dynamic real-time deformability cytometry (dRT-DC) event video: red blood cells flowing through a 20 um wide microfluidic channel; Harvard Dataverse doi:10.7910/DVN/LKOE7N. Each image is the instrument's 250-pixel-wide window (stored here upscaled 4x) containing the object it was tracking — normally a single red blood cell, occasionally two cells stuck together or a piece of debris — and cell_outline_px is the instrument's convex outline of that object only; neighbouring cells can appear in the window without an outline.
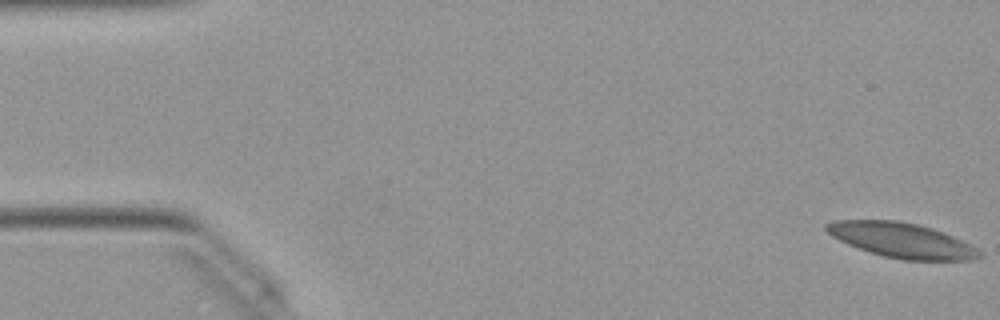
{"species": "Egyptian fruit bat (a non-hibernating species)", "species_latin": "Rousettus aegyptiacus", "temperature_condition": "warm", "stored_images_in_passage": 52, "camera_frame_rate_fps": 3000, "um_per_image_px": 0.085, "animal": {"sex": "female"}, "frame": {"image": 1, "passage_image": 1, "time_ms": 0.0, "image_size_px": [1000, 320], "cell_outline_px": [[984, 256], [968, 260], [900, 260], [884, 256], [848, 244], [832, 236], [824, 228], [824, 224], [832, 220], [896, 220], [916, 224], [952, 236], [984, 252]], "centroid_in_image_um": [76.62, 20.42], "position_along_channel_um": 8.4, "area_um2": 30.69}}
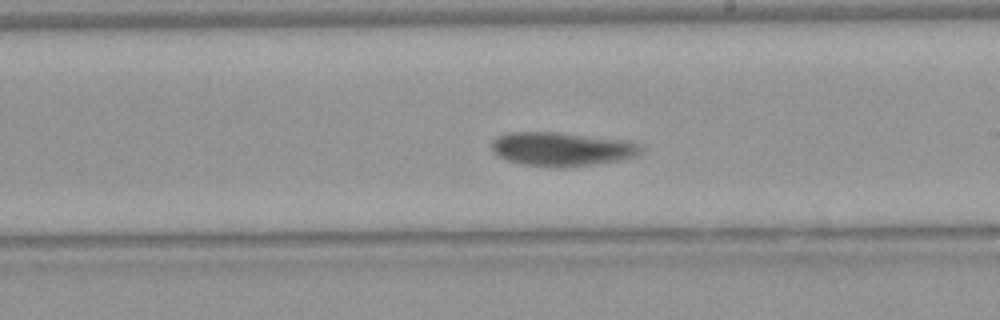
{"frame": {"image": 2, "passage_image": 30, "time_ms": 9.667, "image_size_px": [1000, 320], "cell_outline_px": [[644, 148], [636, 156], [616, 160], [592, 164], [564, 168], [552, 168], [524, 164], [508, 160], [496, 156], [492, 152], [492, 140], [496, 136], [508, 132], [560, 132], [624, 140], [640, 144]], "centroid_in_image_um": [47.7, 12.67], "position_along_channel_um": 241.3, "area_um2": 29.59}}
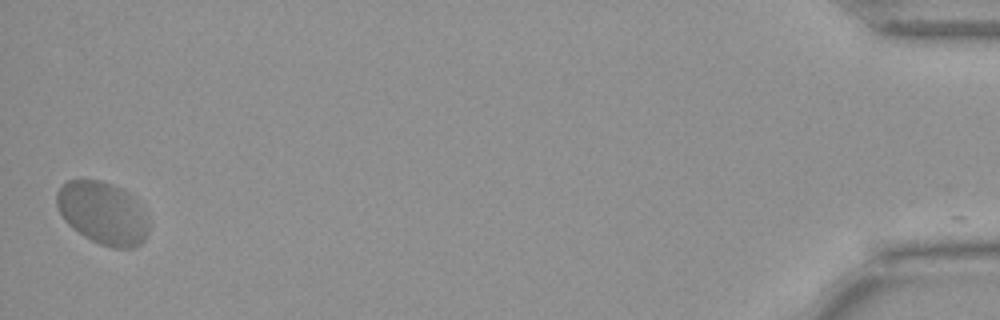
{"frame": {"image": 3, "passage_image": 52, "time_ms": 17.0, "image_size_px": [1000, 320], "cell_outline_px": [[148, 232], [144, 240], [140, 244], [132, 248], [112, 248], [100, 244], [84, 236], [72, 228], [64, 220], [56, 204], [56, 192], [68, 180], [100, 180], [112, 184], [128, 192], [144, 208], [148, 216]], "centroid_in_image_um": [8.76, 18.11], "position_along_channel_um": 426.4, "area_um2": 33.76}}